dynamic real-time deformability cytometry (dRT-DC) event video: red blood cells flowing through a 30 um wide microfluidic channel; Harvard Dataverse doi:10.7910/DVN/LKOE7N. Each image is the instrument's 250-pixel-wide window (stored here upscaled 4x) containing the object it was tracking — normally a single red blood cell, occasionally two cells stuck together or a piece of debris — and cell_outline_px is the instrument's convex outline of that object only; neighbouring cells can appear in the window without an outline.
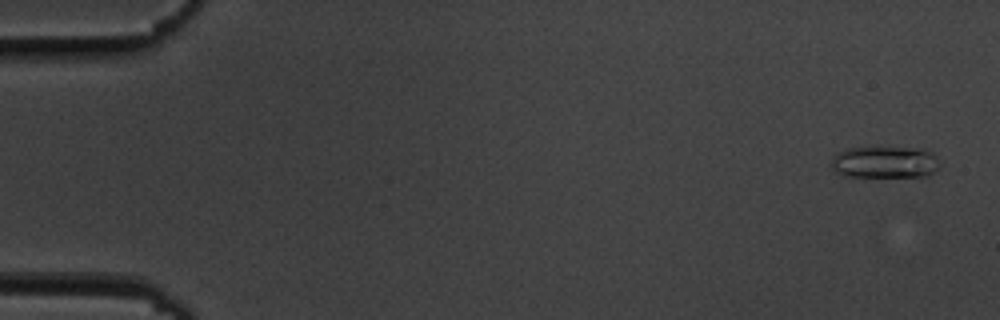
{"species": "common noctule bat (a hibernating species)", "species_latin": "Nyctalus noctula", "temperature_condition": "cold", "stored_images_in_passage": 54, "camera_frame_rate_fps": 3000, "um_per_image_px": 0.085, "animal": {"sex": "male", "body_mass_g": 19.5, "forearm_length_mm": 54.6}, "frame": {"image": 1, "passage_image": 1, "time_ms": 0.0, "image_size_px": [1000, 320], "cell_outline_px": [[940, 168], [924, 176], [844, 176], [836, 172], [828, 164], [832, 156], [836, 152], [848, 148], [920, 148], [932, 152], [936, 156], [940, 164]], "centroid_in_image_um": [75.17, 13.78], "position_along_channel_um": 9.8, "area_um2": 20.23}}
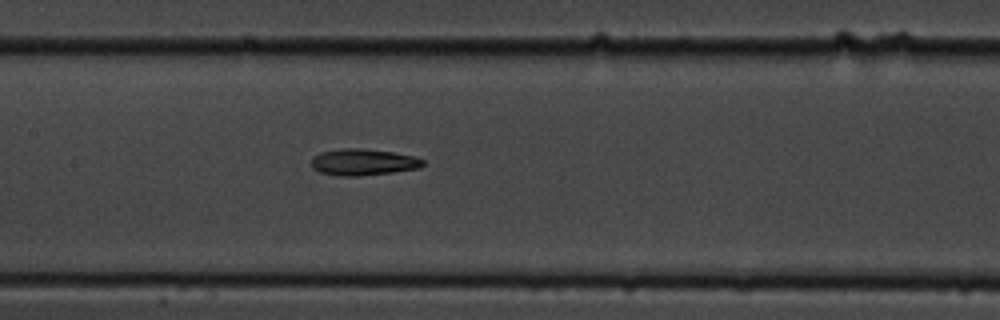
{"frame": {"image": 2, "passage_image": 26, "time_ms": 8.333, "image_size_px": [1000, 320], "cell_outline_px": [[424, 164], [420, 168], [392, 172], [360, 176], [340, 176], [320, 172], [312, 168], [312, 156], [320, 152], [344, 148], [360, 148], [392, 152], [412, 156], [424, 160]], "centroid_in_image_um": [30.84, 13.78], "position_along_channel_um": 176.6, "area_um2": 17.17}}
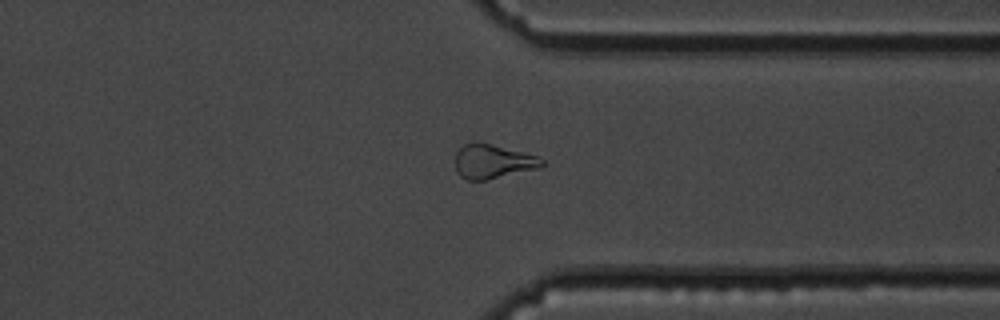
{"frame": {"image": 3, "passage_image": 42, "time_ms": 13.667, "image_size_px": [1000, 320], "cell_outline_px": [[544, 164], [540, 168], [484, 180], [468, 180], [460, 176], [456, 172], [456, 152], [464, 144], [476, 140], [540, 156], [544, 160]], "centroid_in_image_um": [41.9, 13.7], "position_along_channel_um": 369.5, "area_um2": 17.46}, "authors_computed_cell_mechanics": {"area_um2": 17.4556, "velocity_mm_per_s": 3.6353, "shape_relaxation_time_tau1_ms": 9.0765, "shape_relaxation_time_tau2_ms": 7.9223, "deformation_change_tau1": 0.1981, "deformation_change_tau2": 0.1799}}